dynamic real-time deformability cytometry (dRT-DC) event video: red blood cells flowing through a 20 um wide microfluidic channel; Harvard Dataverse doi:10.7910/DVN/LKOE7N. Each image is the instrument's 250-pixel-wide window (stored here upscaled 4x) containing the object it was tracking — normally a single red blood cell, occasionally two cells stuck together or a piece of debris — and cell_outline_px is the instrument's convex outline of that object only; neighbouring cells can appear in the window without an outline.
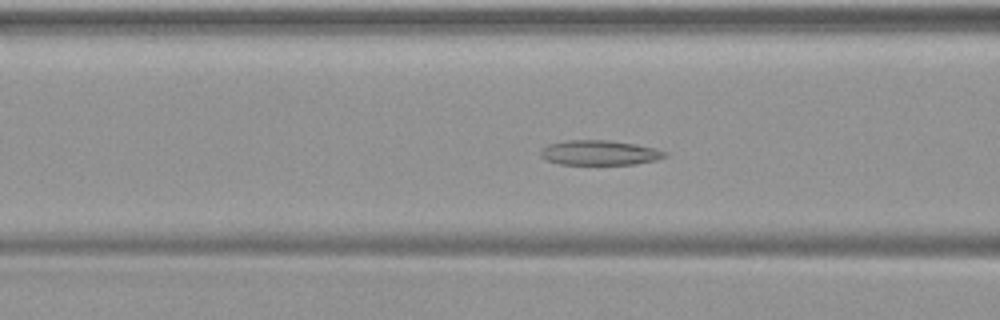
{"species": "common noctule bat (a hibernating species)", "species_latin": "Nyctalus noctula", "temperature_condition": "warm", "stored_images_in_passage": 50, "camera_frame_rate_fps": 3000, "um_per_image_px": 0.085, "animal": {"sex": "female", "body_mass_g": 19.9}, "frame": {"image": 1, "passage_image": 20, "time_ms": 6.333, "image_size_px": [1000, 320], "cell_outline_px": [[668, 156], [656, 160], [636, 164], [560, 164], [544, 160], [540, 156], [540, 152], [548, 144], [568, 140], [608, 140], [636, 144], [656, 148], [668, 152]], "centroid_in_image_um": [50.99, 12.98], "position_along_channel_um": 115.6, "area_um2": 18.09}}
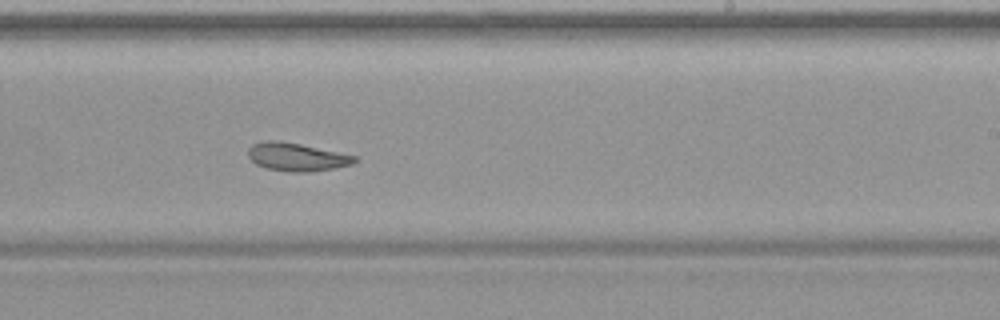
{"frame": {"image": 2, "passage_image": 31, "time_ms": 10.0, "image_size_px": [1000, 320], "cell_outline_px": [[356, 160], [352, 164], [336, 168], [308, 172], [292, 172], [268, 168], [256, 164], [248, 156], [248, 148], [252, 144], [264, 140], [280, 140], [300, 144], [356, 156]], "centroid_in_image_um": [25.19, 13.33], "position_along_channel_um": 263.8, "area_um2": 17.34}}
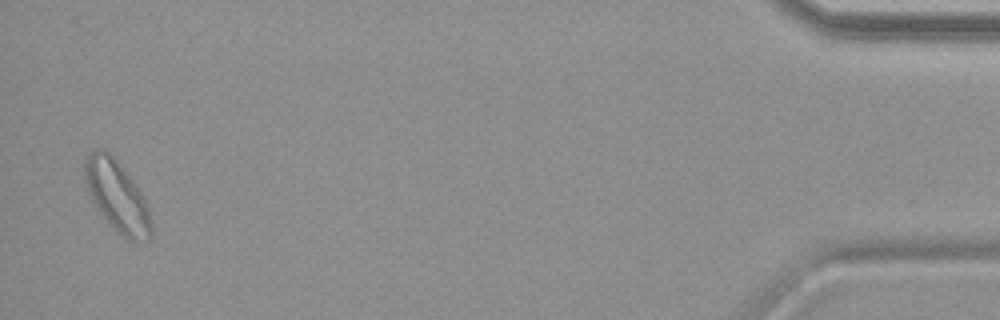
{"frame": {"image": 3, "passage_image": 49, "time_ms": 16.0, "image_size_px": [1000, 320], "cell_outline_px": [[152, 236], [148, 240], [128, 240], [112, 228], [100, 212], [92, 200], [88, 192], [84, 180], [84, 160], [96, 148], [104, 148], [116, 160], [136, 184], [144, 196], [148, 204], [152, 228]], "centroid_in_image_um": [9.96, 16.68], "position_along_channel_um": 425.2, "area_um2": 27.51}}